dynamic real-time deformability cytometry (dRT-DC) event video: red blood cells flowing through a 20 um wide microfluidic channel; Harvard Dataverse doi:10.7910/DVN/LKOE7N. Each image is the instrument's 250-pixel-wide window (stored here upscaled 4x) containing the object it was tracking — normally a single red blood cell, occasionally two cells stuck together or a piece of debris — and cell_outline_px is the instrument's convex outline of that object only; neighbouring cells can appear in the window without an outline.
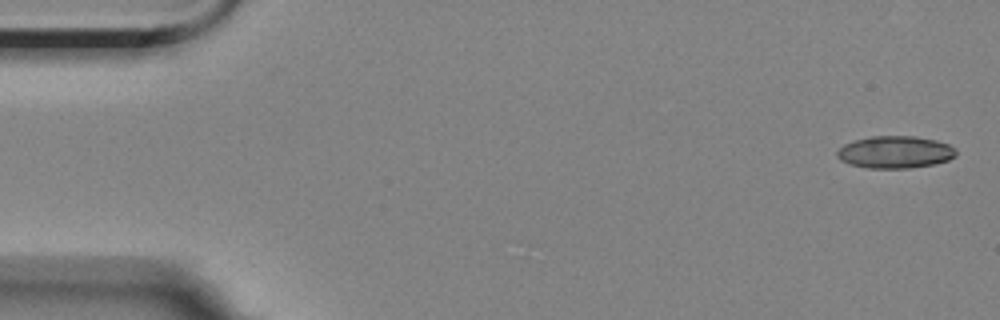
{"species": "Egyptian fruit bat (a non-hibernating species)", "species_latin": "Rousettus aegyptiacus", "temperature_condition": "room temperature", "stored_images_in_passage": 5, "camera_frame_rate_fps": 3000, "um_per_image_px": 0.085, "animal": {"sex": "female"}, "frame": {"image": 1, "passage_image": 1, "time_ms": 0.0, "image_size_px": [1000, 320], "cell_outline_px": [[956, 156], [948, 160], [936, 164], [908, 168], [868, 168], [848, 164], [840, 160], [836, 156], [836, 152], [844, 144], [852, 140], [872, 136], [916, 136], [936, 140], [948, 144], [956, 148]], "centroid_in_image_um": [76.08, 12.93], "position_along_channel_um": 8.9, "area_um2": 22.6}}
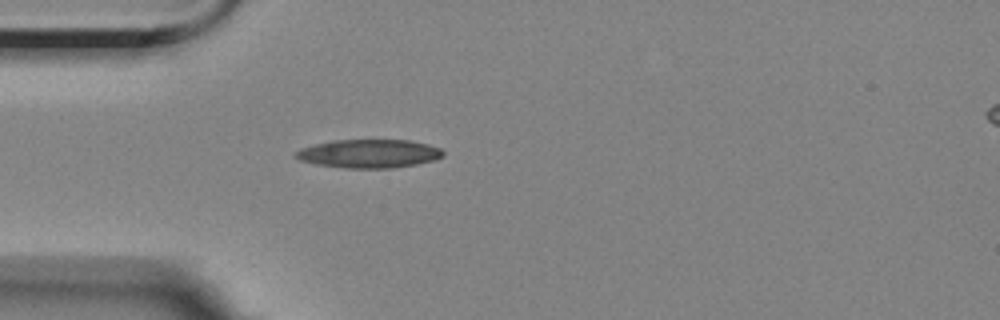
{"frame": {"image": 2, "passage_image": 5, "time_ms": 4.667, "image_size_px": [1000, 320], "cell_outline_px": [[444, 156], [432, 160], [416, 164], [392, 168], [344, 168], [316, 164], [300, 160], [292, 156], [300, 148], [332, 140], [412, 140], [428, 144], [440, 148], [444, 152]], "centroid_in_image_um": [31.35, 13.05], "position_along_channel_um": 53.6, "area_um2": 24.51}}